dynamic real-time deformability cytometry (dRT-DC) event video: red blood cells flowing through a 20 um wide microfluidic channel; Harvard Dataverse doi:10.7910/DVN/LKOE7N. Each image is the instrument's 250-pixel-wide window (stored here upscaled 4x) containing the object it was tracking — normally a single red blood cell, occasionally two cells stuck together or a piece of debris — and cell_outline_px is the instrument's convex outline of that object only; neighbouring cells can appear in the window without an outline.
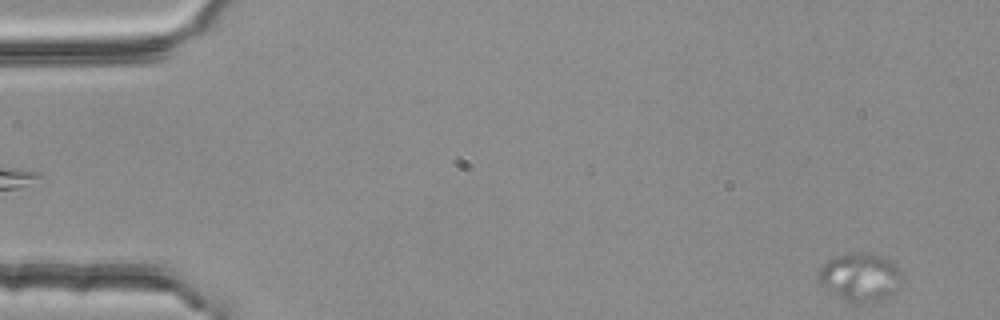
{"species": "common noctule bat (a hibernating species)", "species_latin": "Nyctalus noctula", "temperature_condition": "room temperature", "stored_images_in_passage": 52, "camera_frame_rate_fps": 3000, "um_per_image_px": 0.085, "animal": {"sex": "female", "body_mass_g": 25.1}, "frame": {"image": 1, "passage_image": 1, "time_ms": 0.0, "image_size_px": [1000, 320], "cell_outline_px": [[904, 272], [896, 292], [884, 300], [872, 304], [856, 304], [832, 292], [820, 280], [820, 268], [828, 260], [836, 256], [852, 252], [860, 252], [884, 256], [896, 264]], "centroid_in_image_um": [73.23, 23.56], "position_along_channel_um": 11.8, "area_um2": 23.58}}
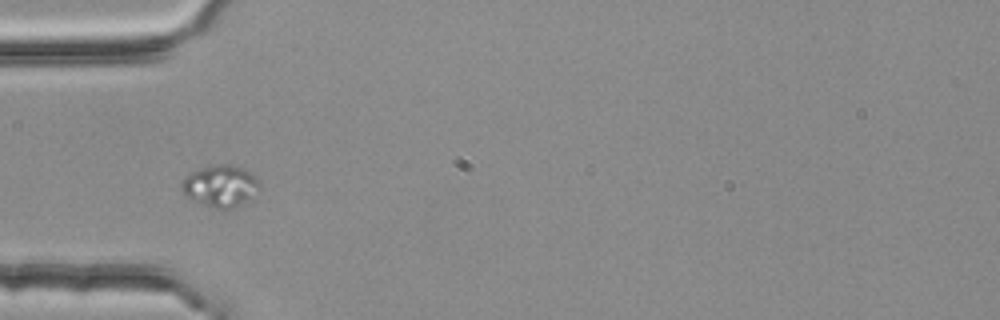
{"frame": {"image": 2, "passage_image": 16, "time_ms": 5.0, "image_size_px": [1000, 320], "cell_outline_px": [[260, 192], [240, 204], [232, 208], [212, 208], [192, 200], [184, 196], [180, 188], [180, 184], [192, 172], [216, 164], [228, 164], [244, 168], [260, 184]], "centroid_in_image_um": [18.72, 15.83], "position_along_channel_um": 66.3, "area_um2": 18.73}}